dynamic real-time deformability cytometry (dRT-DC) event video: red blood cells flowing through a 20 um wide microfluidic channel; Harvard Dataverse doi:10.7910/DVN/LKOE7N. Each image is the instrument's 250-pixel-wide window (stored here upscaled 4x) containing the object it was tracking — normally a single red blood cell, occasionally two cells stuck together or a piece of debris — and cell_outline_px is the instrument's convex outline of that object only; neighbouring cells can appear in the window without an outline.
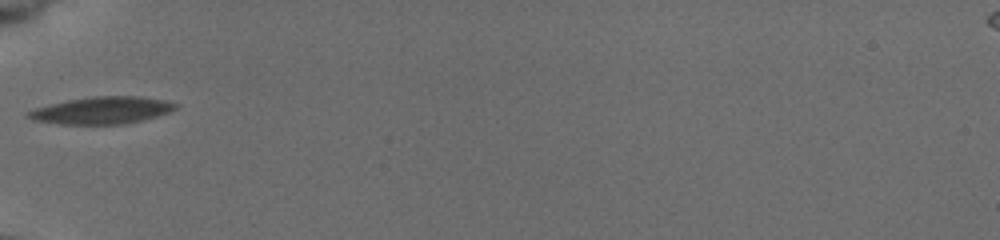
{"species": "common noctule bat (a hibernating species)", "species_latin": "Nyctalus noctula", "temperature_condition": "cold", "stored_images_in_passage": 32, "camera_frame_rate_fps": 3000, "um_per_image_px": 0.085, "animal": {"sex": "female", "body_mass_g": 19.5, "forearm_length_mm": 54.1}, "frame": {"image": 1, "passage_image": 1, "time_ms": 0.0, "image_size_px": [1000, 240], "cell_outline_px": [[176, 108], [168, 112], [144, 120], [124, 124], [60, 124], [32, 120], [24, 116], [24, 112], [36, 108], [68, 100], [92, 96], [140, 96], [160, 100], [176, 104]], "centroid_in_image_um": [8.59, 9.39], "position_along_channel_um": 76.4, "area_um2": 23.12}}
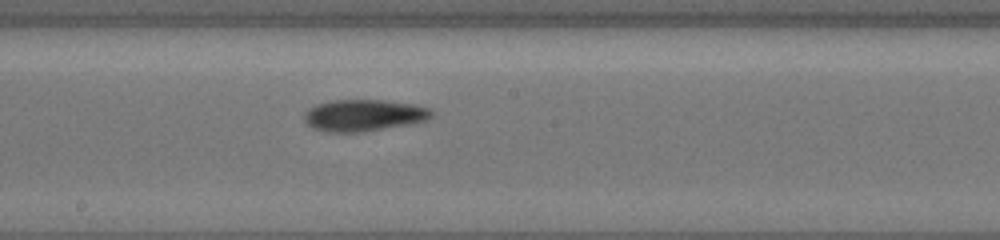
{"frame": {"image": 2, "passage_image": 12, "time_ms": 3.667, "image_size_px": [1000, 240], "cell_outline_px": [[432, 116], [428, 120], [408, 124], [360, 132], [328, 132], [316, 128], [308, 124], [304, 120], [304, 112], [308, 108], [316, 104], [332, 100], [380, 100], [416, 104], [432, 108]], "centroid_in_image_um": [30.93, 9.79], "position_along_channel_um": 217.3, "area_um2": 23.47}}
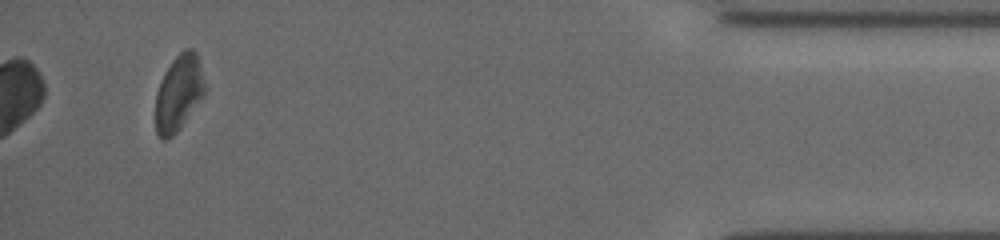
{"frame": {"image": 3, "passage_image": 32, "time_ms": 10.333, "image_size_px": [1000, 240], "cell_outline_px": [[204, 96], [180, 128], [172, 136], [164, 140], [156, 132], [156, 92], [164, 72], [172, 60], [184, 48], [192, 48], [196, 52], [204, 84]], "centroid_in_image_um": [15.17, 7.89], "position_along_channel_um": 420.0, "area_um2": 21.5}, "authors_computed_cell_mechanics": {"area_um2": 22.9466, "velocity_mm_per_s": 3.88, "shape_relaxation_time_tau1_ms": 2.4382, "shape_relaxation_time_tau2_ms": 4.8638, "deformation_change_tau1": 0.0865, "deformation_change_tau2": 0.1264}}